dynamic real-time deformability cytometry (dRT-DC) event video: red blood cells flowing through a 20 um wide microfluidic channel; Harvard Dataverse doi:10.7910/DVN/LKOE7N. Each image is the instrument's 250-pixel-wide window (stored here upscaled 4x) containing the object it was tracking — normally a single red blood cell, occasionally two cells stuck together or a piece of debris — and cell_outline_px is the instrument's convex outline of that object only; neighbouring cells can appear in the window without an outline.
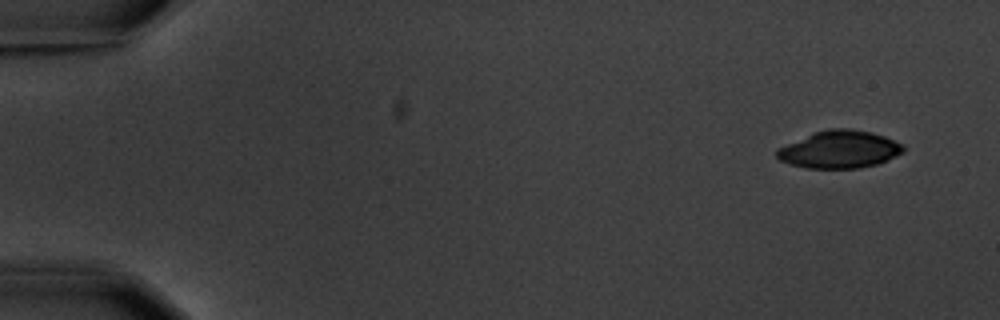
{"species": "common noctule bat (a hibernating species)", "species_latin": "Nyctalus noctula", "temperature_condition": "warm", "stored_images_in_passage": 5, "camera_frame_rate_fps": 3000, "um_per_image_px": 0.085, "animal": {"sex": "male", "body_mass_g": 20.1, "forearm_length_mm": 53.5}, "frame": {"image": 1, "passage_image": 1, "time_ms": 0.0, "image_size_px": [1000, 320], "cell_outline_px": [[904, 152], [888, 160], [876, 164], [860, 168], [804, 168], [780, 160], [776, 156], [776, 148], [812, 132], [828, 128], [848, 128], [872, 132], [884, 136], [904, 144]], "centroid_in_image_um": [71.35, 12.69], "position_along_channel_um": 13.7, "area_um2": 27.92}}